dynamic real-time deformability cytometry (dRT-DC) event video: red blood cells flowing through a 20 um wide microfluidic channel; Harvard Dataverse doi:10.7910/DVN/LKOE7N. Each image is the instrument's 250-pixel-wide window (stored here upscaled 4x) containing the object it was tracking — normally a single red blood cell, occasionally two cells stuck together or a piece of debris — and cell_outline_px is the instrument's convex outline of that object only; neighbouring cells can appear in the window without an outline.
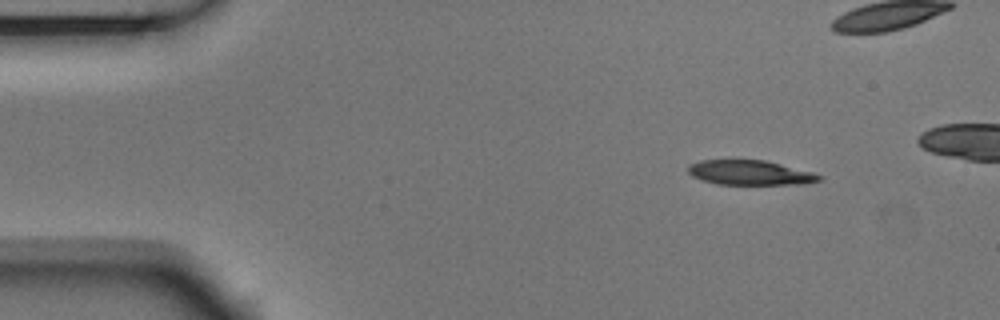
{"species": "Egyptian fruit bat (a non-hibernating species)", "species_latin": "Rousettus aegyptiacus", "temperature_condition": "room temperature", "stored_images_in_passage": 6, "segment_of_instrument_passage": [1, 2], "camera_frame_rate_fps": 3000, "um_per_image_px": 0.085, "animal": {"sex": "male"}, "frame": {"image": 1, "passage_image": 1, "time_ms": 0.0, "image_size_px": [1000, 320], "cell_outline_px": [[824, 176], [820, 180], [804, 184], [716, 184], [692, 176], [688, 172], [688, 164], [700, 160], [764, 160], [812, 172]], "centroid_in_image_um": [63.74, 14.67], "position_along_channel_um": 21.3, "area_um2": 18.73}}
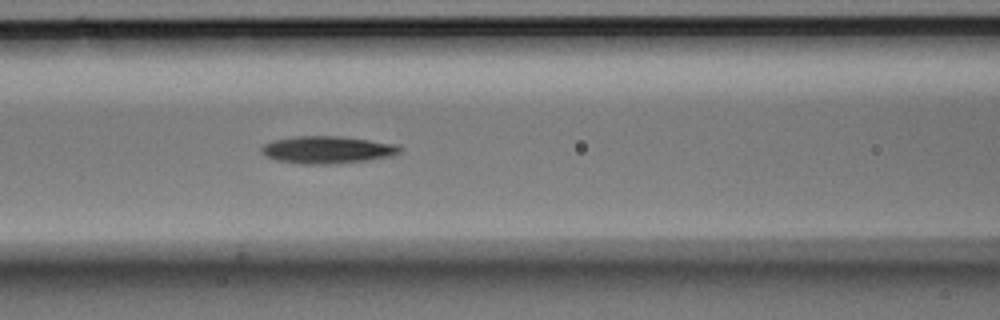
{"frame": {"image": 2, "passage_image": 5, "time_ms": 1.333, "image_size_px": [1000, 320], "cell_outline_px": [[404, 148], [400, 152], [388, 156], [364, 160], [328, 164], [300, 164], [276, 160], [264, 156], [260, 152], [260, 148], [264, 144], [272, 140], [292, 136], [340, 136], [396, 144]], "centroid_in_image_um": [27.74, 12.72], "position_along_channel_um": 138.9, "area_um2": 22.02}}